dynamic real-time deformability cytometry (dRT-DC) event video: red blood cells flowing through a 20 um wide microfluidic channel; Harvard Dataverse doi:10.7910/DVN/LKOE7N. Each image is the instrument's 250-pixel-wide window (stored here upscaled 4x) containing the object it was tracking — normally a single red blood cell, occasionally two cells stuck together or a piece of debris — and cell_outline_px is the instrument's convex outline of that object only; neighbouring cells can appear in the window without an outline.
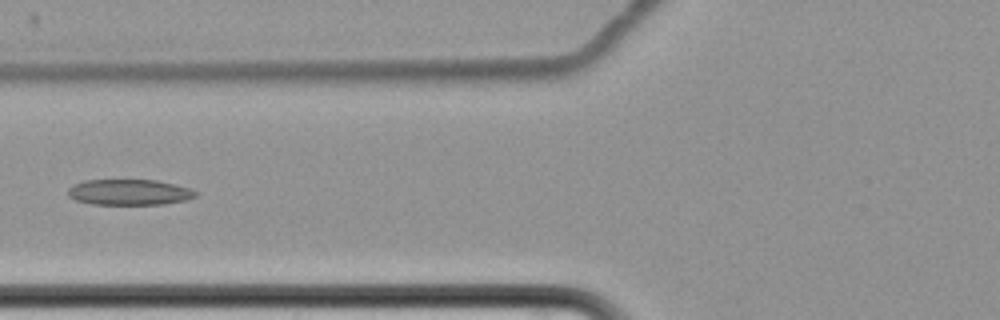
{"species": "common noctule bat (a hibernating species)", "species_latin": "Nyctalus noctula", "temperature_condition": "cold", "stored_images_in_passage": 12, "camera_frame_rate_fps": 3000, "um_per_image_px": 0.085, "animal": {"sex": "female", "body_mass_g": 22.7, "forearm_length_mm": 54.2}, "frame": {"image": 1, "passage_image": 7, "time_ms": 9.667, "image_size_px": [1000, 320], "cell_outline_px": [[200, 192], [196, 196], [184, 200], [164, 204], [92, 204], [76, 200], [68, 196], [68, 188], [72, 184], [84, 180], [156, 180], [176, 184], [192, 188]], "centroid_in_image_um": [11.01, 16.33], "position_along_channel_um": 114.8, "area_um2": 19.31}}
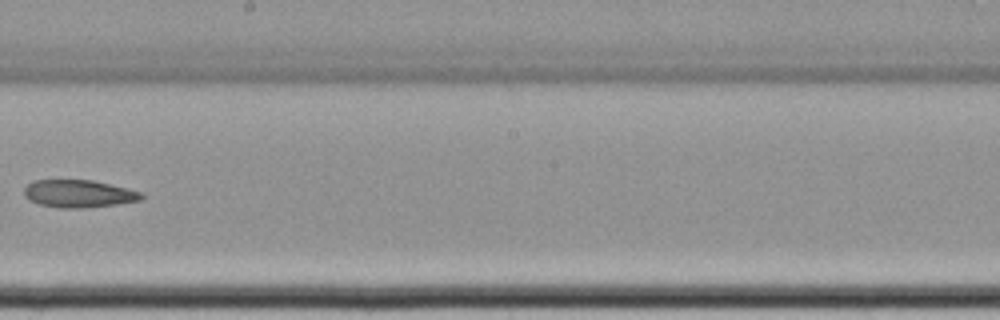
{"frame": {"image": 2, "passage_image": 10, "time_ms": 13.333, "image_size_px": [1000, 320], "cell_outline_px": [[144, 196], [140, 200], [116, 204], [80, 208], [60, 208], [40, 204], [28, 200], [24, 196], [24, 188], [32, 180], [92, 180], [128, 188], [144, 192]], "centroid_in_image_um": [6.68, 16.46], "position_along_channel_um": 241.5, "area_um2": 18.9}}
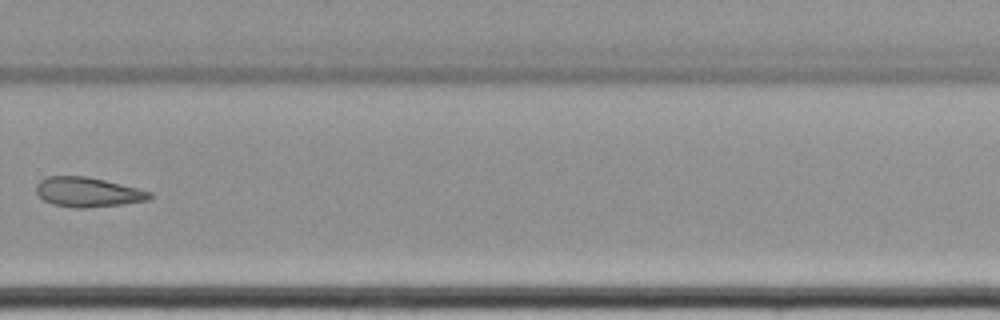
{"frame": {"image": 3, "passage_image": 12, "time_ms": 15.667, "image_size_px": [1000, 320], "cell_outline_px": [[152, 196], [148, 200], [124, 204], [88, 208], [72, 208], [52, 204], [44, 200], [36, 192], [36, 184], [40, 180], [48, 176], [88, 176], [152, 192]], "centroid_in_image_um": [7.44, 16.34], "position_along_channel_um": 322.4, "area_um2": 19.65}}